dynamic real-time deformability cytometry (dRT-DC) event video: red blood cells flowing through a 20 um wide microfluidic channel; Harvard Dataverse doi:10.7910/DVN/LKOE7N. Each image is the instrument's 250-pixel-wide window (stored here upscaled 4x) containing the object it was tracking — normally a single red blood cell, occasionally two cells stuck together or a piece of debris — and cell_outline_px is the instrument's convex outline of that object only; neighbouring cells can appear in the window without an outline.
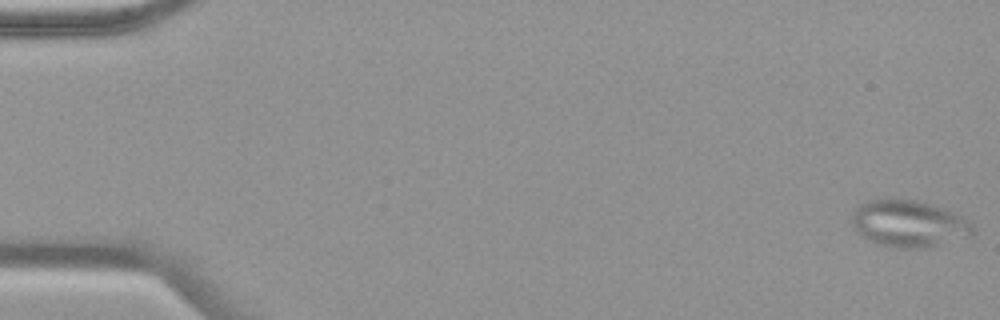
{"species": "common noctule bat (a hibernating species)", "species_latin": "Nyctalus noctula", "temperature_condition": "warm", "stored_images_in_passage": 55, "camera_frame_rate_fps": 3000, "um_per_image_px": 0.085, "animal": {"sex": "female", "body_mass_g": 19.9}, "frame": {"image": 1, "passage_image": 1, "time_ms": 0.0, "image_size_px": [1000, 320], "cell_outline_px": [[976, 232], [972, 236], [928, 248], [896, 248], [880, 244], [868, 240], [852, 224], [852, 216], [856, 208], [860, 204], [868, 200], [888, 196], [916, 200], [944, 208], [972, 220], [976, 228]], "centroid_in_image_um": [77.33, 18.98], "position_along_channel_um": 7.7, "area_um2": 33.81}}
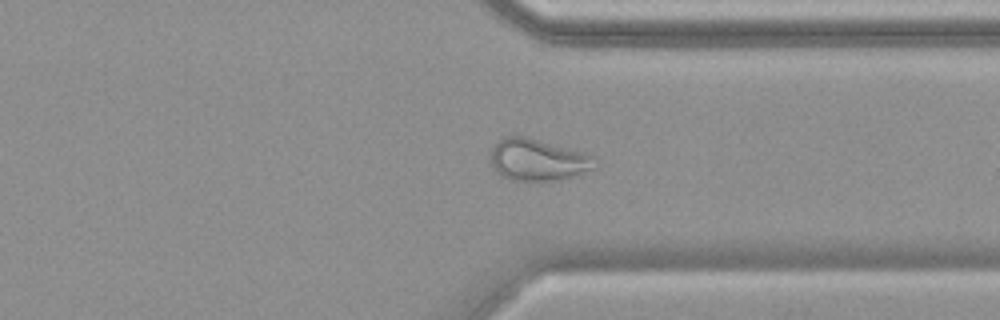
{"frame": {"image": 2, "passage_image": 42, "time_ms": 13.667, "image_size_px": [1000, 320], "cell_outline_px": [[596, 168], [572, 176], [556, 180], [508, 180], [500, 176], [488, 164], [492, 148], [504, 136], [528, 136], [584, 152], [592, 156]], "centroid_in_image_um": [45.64, 13.58], "position_along_channel_um": 365.8, "area_um2": 25.61}}
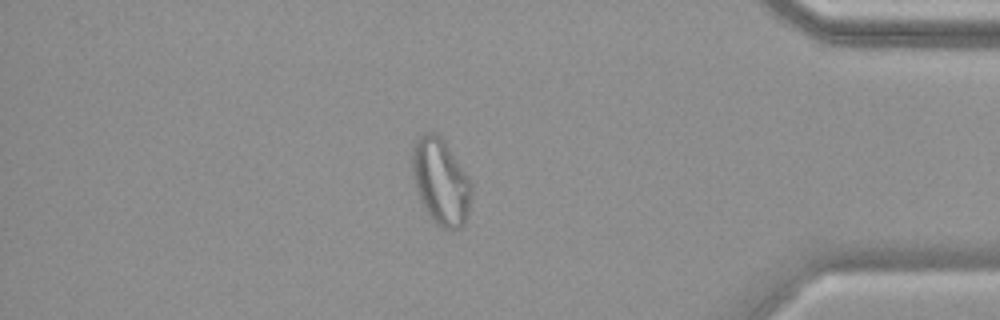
{"frame": {"image": 3, "passage_image": 47, "time_ms": 15.333, "image_size_px": [1000, 320], "cell_outline_px": [[472, 192], [468, 220], [460, 228], [440, 228], [428, 216], [420, 200], [416, 188], [412, 172], [412, 148], [416, 140], [420, 136], [428, 132], [436, 132], [440, 136], [468, 176], [472, 188]], "centroid_in_image_um": [37.47, 15.48], "position_along_channel_um": 397.7, "area_um2": 29.71}, "authors_computed_cell_mechanics": {"area_um2": 29.7092, "velocity_mm_per_s": 3.7564, "shape_relaxation_time_tau1_ms": null, "shape_relaxation_time_tau2_ms": 1.6134, "deformation_change_tau1": null, "deformation_change_tau2": 0.0945}}